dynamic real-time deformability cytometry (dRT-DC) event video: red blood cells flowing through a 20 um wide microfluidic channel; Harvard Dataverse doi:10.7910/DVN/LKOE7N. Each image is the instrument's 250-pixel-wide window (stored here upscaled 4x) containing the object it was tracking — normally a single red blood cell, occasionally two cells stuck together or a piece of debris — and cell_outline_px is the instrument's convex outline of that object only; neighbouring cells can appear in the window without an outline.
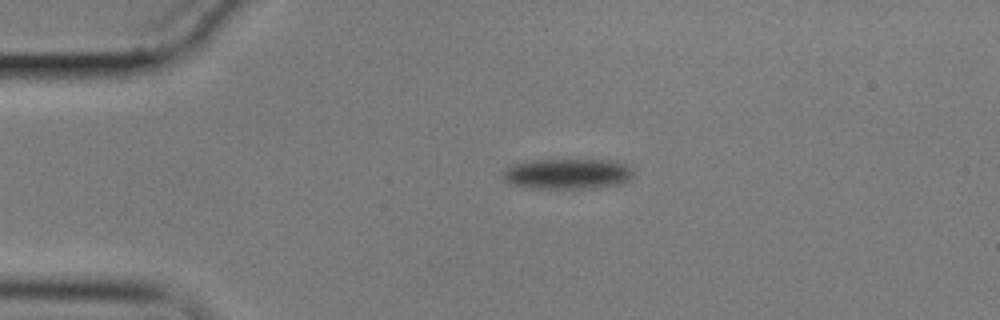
{"species": "common noctule bat (a hibernating species)", "species_latin": "Nyctalus noctula", "temperature_condition": "cold", "stored_images_in_passage": 20, "camera_frame_rate_fps": 3000, "um_per_image_px": 0.085, "animal": {"sex": "male", "body_mass_g": 17.9}, "frame": {"image": 1, "passage_image": 16, "time_ms": 5.0, "image_size_px": [1000, 320], "cell_outline_px": [[632, 176], [624, 184], [588, 188], [536, 188], [512, 184], [504, 180], [500, 176], [512, 164], [532, 160], [616, 160], [632, 164]], "centroid_in_image_um": [48.31, 14.76], "position_along_channel_um": 36.7, "area_um2": 23.35}}